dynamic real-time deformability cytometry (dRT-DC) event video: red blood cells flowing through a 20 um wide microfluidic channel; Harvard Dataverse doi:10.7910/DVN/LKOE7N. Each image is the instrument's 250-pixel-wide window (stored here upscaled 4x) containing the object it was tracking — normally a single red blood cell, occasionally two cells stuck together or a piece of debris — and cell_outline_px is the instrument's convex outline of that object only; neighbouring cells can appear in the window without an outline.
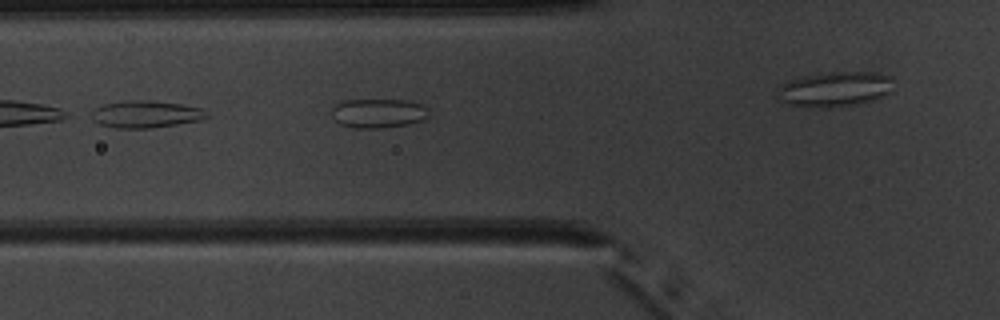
{"species": "common noctule bat (a hibernating species)", "species_latin": "Nyctalus noctula", "temperature_condition": "warm", "stored_images_in_passage": 20, "camera_frame_rate_fps": 3000, "um_per_image_px": 0.085, "animal": {"sex": "male", "body_mass_g": 20.1, "forearm_length_mm": 53.5}, "frame": {"image": 1, "passage_image": 20, "time_ms": 6.333, "image_size_px": [1000, 320], "cell_outline_px": [[428, 116], [424, 120], [408, 124], [384, 128], [356, 128], [340, 124], [332, 116], [332, 108], [336, 104], [344, 100], [404, 100], [424, 104], [428, 108]], "centroid_in_image_um": [32.18, 9.62], "position_along_channel_um": 93.6, "area_um2": 16.65}}